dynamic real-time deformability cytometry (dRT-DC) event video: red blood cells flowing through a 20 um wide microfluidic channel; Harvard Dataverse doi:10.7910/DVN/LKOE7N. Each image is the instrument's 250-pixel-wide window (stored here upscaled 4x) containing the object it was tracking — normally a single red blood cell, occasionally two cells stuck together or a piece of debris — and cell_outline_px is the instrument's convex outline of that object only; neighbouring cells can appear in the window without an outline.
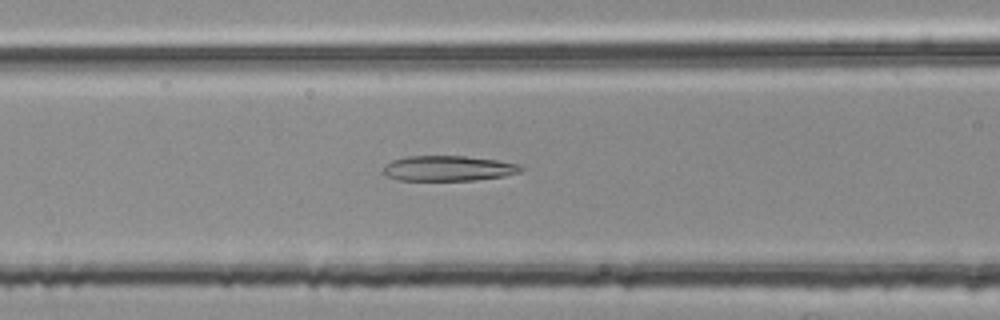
{"species": "common noctule bat (a hibernating species)", "species_latin": "Nyctalus noctula", "temperature_condition": "room temperature", "stored_images_in_passage": 53, "camera_frame_rate_fps": 3000, "um_per_image_px": 0.085, "animal": {"sex": "female", "body_mass_g": 25.1}, "frame": {"image": 1, "passage_image": 21, "time_ms": 6.667, "image_size_px": [1000, 320], "cell_outline_px": [[524, 168], [520, 172], [504, 176], [476, 180], [400, 180], [388, 176], [380, 172], [392, 160], [408, 156], [464, 156], [496, 160], [520, 164]], "centroid_in_image_um": [38.12, 14.31], "position_along_channel_um": 128.5, "area_um2": 20.17}}
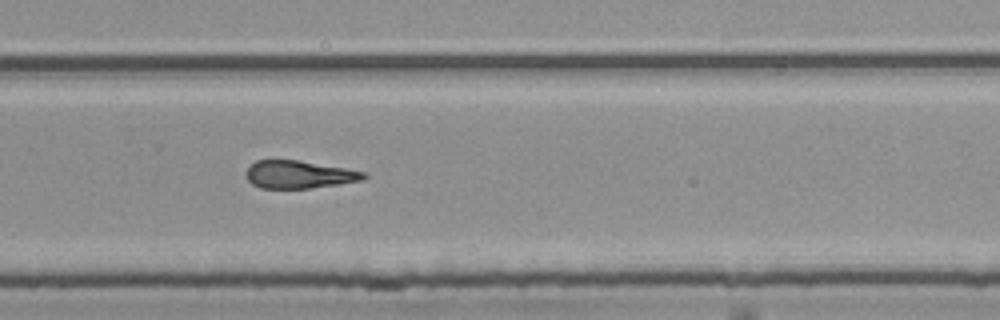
{"frame": {"image": 2, "passage_image": 35, "time_ms": 11.333, "image_size_px": [1000, 320], "cell_outline_px": [[368, 176], [364, 180], [340, 184], [308, 188], [260, 188], [252, 184], [244, 176], [244, 172], [256, 160], [296, 160], [344, 168], [364, 172]], "centroid_in_image_um": [25.39, 14.84], "position_along_channel_um": 304.4, "area_um2": 18.96}}
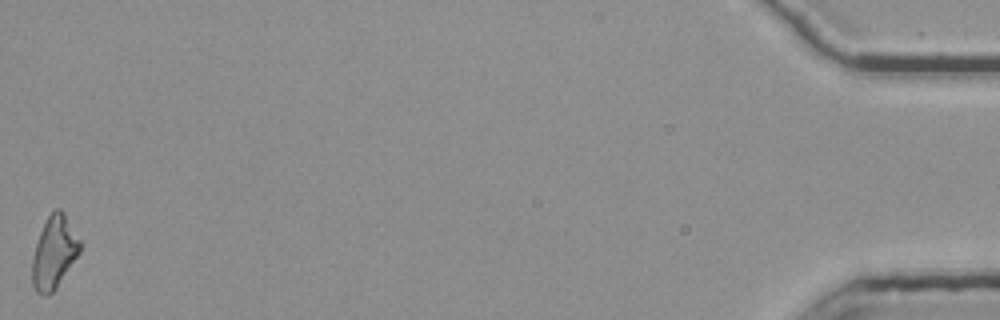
{"frame": {"image": 3, "passage_image": 53, "time_ms": 17.333, "image_size_px": [1000, 320], "cell_outline_px": [[80, 252], [56, 288], [48, 296], [40, 296], [36, 292], [32, 284], [32, 256], [40, 232], [48, 216], [56, 208], [60, 208], [64, 212], [80, 240]], "centroid_in_image_um": [4.58, 21.48], "position_along_channel_um": 430.6, "area_um2": 20.11}, "authors_computed_cell_mechanics": {"area_um2": 20.23, "velocity_mm_per_s": 3.7876, "shape_relaxation_time_tau1_ms": null, "shape_relaxation_time_tau2_ms": 5.5552, "deformation_change_tau1": null, "deformation_change_tau2": 0.1496}}